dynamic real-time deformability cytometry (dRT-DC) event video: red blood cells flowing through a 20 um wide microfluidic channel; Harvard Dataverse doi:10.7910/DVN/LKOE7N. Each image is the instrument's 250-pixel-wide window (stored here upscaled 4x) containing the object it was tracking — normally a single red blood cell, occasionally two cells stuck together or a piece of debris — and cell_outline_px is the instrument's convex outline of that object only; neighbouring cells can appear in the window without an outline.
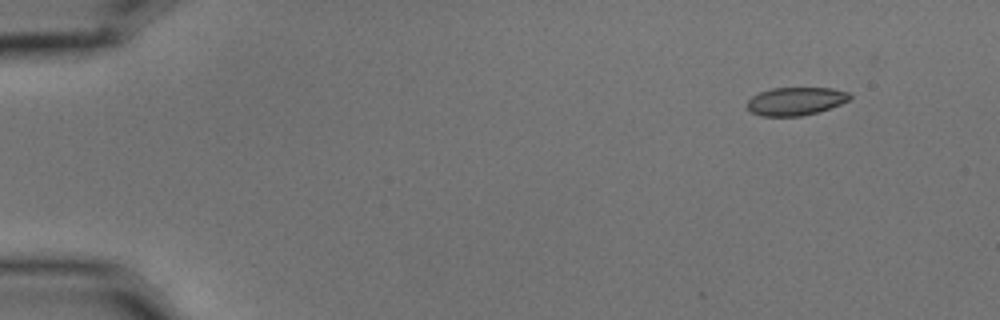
{"species": "common noctule bat (a hibernating species)", "species_latin": "Nyctalus noctula", "temperature_condition": "cold", "stored_images_in_passage": 5, "segment_of_instrument_passage": [1, 2], "camera_frame_rate_fps": 3000, "um_per_image_px": 0.085, "animal": {"sex": "male", "body_mass_g": 15.6}, "frame": {"image": 1, "passage_image": 1, "time_ms": 0.0, "image_size_px": [1000, 320], "cell_outline_px": [[852, 96], [848, 100], [840, 104], [816, 112], [800, 116], [760, 116], [752, 112], [748, 108], [748, 100], [752, 96], [760, 92], [772, 88], [832, 88], [848, 92]], "centroid_in_image_um": [67.62, 8.6], "position_along_channel_um": 17.4, "area_um2": 16.59}}
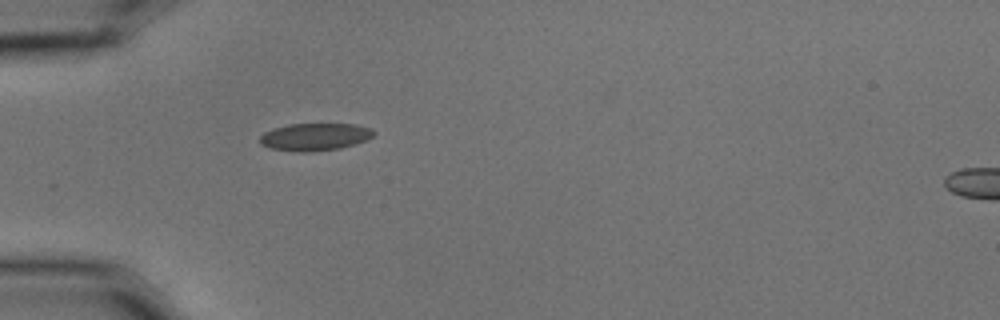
{"frame": {"image": 2, "passage_image": 4, "time_ms": 1.0, "image_size_px": [1000, 320], "cell_outline_px": [[376, 132], [372, 136], [356, 144], [340, 148], [312, 152], [300, 152], [272, 148], [260, 144], [260, 136], [264, 132], [272, 128], [288, 124], [356, 124], [372, 128]], "centroid_in_image_um": [26.77, 11.62], "position_along_channel_um": 58.2, "area_um2": 18.26}}